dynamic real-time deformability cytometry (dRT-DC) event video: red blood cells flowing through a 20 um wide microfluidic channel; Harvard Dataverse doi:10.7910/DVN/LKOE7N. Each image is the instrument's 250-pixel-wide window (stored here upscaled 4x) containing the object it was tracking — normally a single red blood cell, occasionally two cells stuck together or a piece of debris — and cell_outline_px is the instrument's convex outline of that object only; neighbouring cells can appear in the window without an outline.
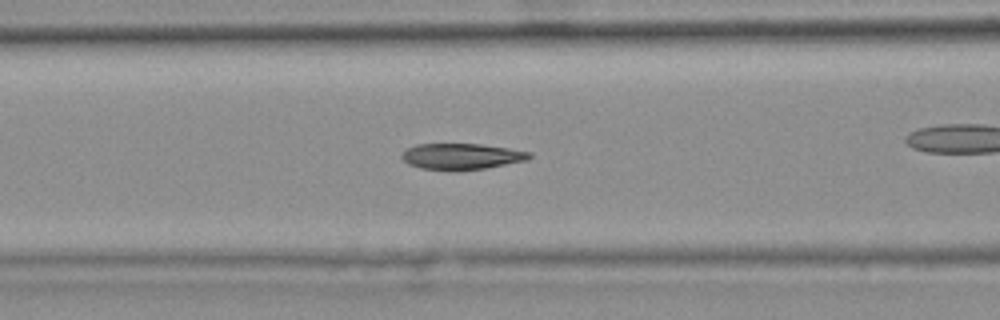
{"species": "common noctule bat (a hibernating species)", "species_latin": "Nyctalus noctula", "temperature_condition": "warm", "stored_images_in_passage": 47, "camera_frame_rate_fps": 3000, "um_per_image_px": 0.085, "animal": {"sex": "female", "body_mass_g": 25.1}, "frame": {"image": 1, "passage_image": 21, "time_ms": 6.667, "image_size_px": [1000, 320], "cell_outline_px": [[532, 156], [528, 160], [484, 168], [420, 168], [408, 164], [400, 156], [408, 148], [416, 144], [480, 144], [508, 148], [532, 152]], "centroid_in_image_um": [39.26, 13.26], "position_along_channel_um": 127.3, "area_um2": 18.67}, "authors_computed_cell_mechanics": {"area_um2": 20.2878, "velocity_mm_per_s": 3.7732, "shape_relaxation_time_tau1_ms": null, "shape_relaxation_time_tau2_ms": 2.1549, "deformation_change_tau1": null, "deformation_change_tau2": 0.0863}}